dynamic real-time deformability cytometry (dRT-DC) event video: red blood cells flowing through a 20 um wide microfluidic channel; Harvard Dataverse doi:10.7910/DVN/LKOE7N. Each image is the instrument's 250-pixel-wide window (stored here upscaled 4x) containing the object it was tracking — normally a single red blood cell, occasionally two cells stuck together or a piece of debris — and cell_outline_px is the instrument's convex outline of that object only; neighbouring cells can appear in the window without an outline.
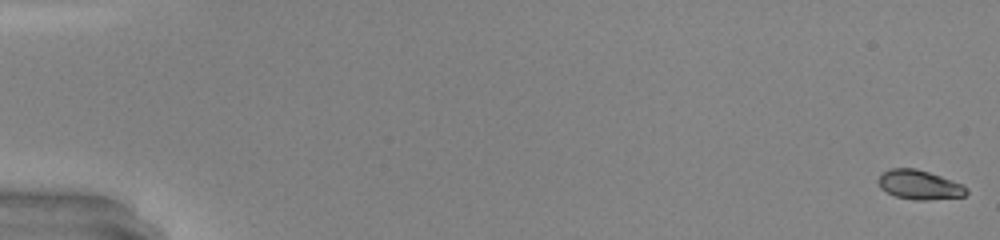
{"species": "common noctule bat (a hibernating species)", "species_latin": "Nyctalus noctula", "temperature_condition": "warm", "stored_images_in_passage": 50, "camera_frame_rate_fps": 3000, "um_per_image_px": 0.085, "animal": {"sex": "male", "body_mass_g": 20.0, "forearm_length_mm": 53.3}, "frame": {"image": 1, "passage_image": 1, "time_ms": 0.0, "image_size_px": [1000, 240], "cell_outline_px": [[968, 192], [964, 196], [924, 200], [916, 200], [896, 196], [880, 188], [876, 180], [884, 172], [892, 168], [916, 168], [940, 176], [960, 184], [968, 188]], "centroid_in_image_um": [78.12, 15.7], "position_along_channel_um": 6.9, "area_um2": 14.8}}
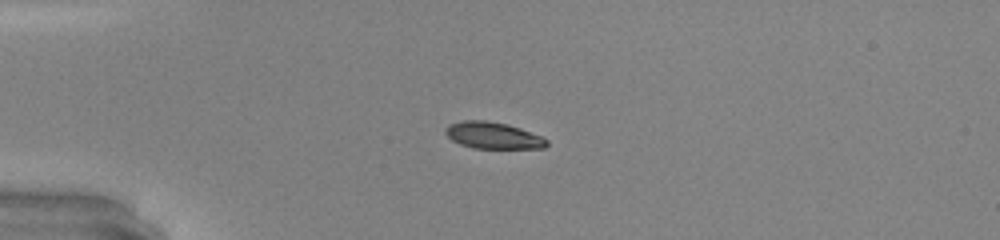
{"frame": {"image": 2, "passage_image": 14, "time_ms": 4.333, "image_size_px": [1000, 240], "cell_outline_px": [[548, 144], [544, 148], [472, 148], [460, 144], [452, 140], [444, 132], [444, 128], [448, 124], [464, 120], [484, 120], [508, 124], [520, 128], [540, 136], [548, 140]], "centroid_in_image_um": [41.87, 11.51], "position_along_channel_um": 43.1, "area_um2": 15.72}}
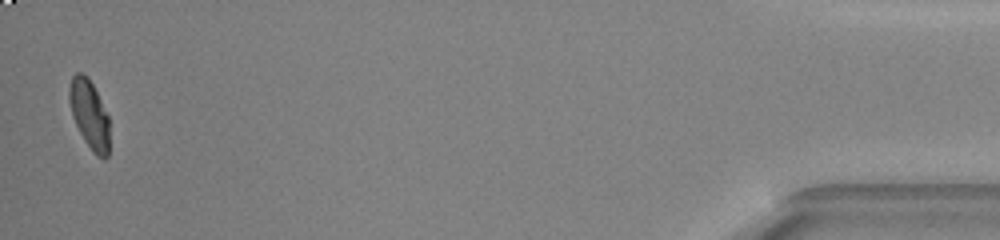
{"frame": {"image": 3, "passage_image": 49, "time_ms": 16.0, "image_size_px": [1000, 240], "cell_outline_px": [[108, 156], [104, 160], [96, 156], [92, 152], [84, 140], [72, 116], [68, 96], [68, 88], [72, 76], [76, 72], [80, 72], [88, 76], [108, 116]], "centroid_in_image_um": [7.57, 9.72], "position_along_channel_um": 427.6, "area_um2": 16.01}, "authors_computed_cell_mechanics": {"area_um2": 16.4152, "velocity_mm_per_s": 4.3037, "shape_relaxation_time_tau1_ms": 2.9523, "shape_relaxation_time_tau2_ms": null, "deformation_change_tau1": 0.185, "deformation_change_tau2": null}}